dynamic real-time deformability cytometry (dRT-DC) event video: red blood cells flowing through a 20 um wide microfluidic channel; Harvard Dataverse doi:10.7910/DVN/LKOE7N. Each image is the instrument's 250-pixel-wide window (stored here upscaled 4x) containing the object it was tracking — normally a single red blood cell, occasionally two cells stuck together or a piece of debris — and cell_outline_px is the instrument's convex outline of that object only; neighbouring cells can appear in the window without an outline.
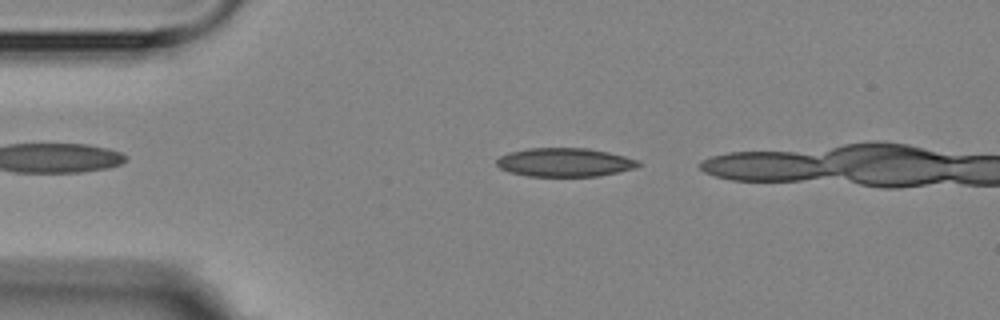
{"species": "Egyptian fruit bat (a non-hibernating species)", "species_latin": "Rousettus aegyptiacus", "temperature_condition": "room temperature", "stored_images_in_passage": 4, "camera_frame_rate_fps": 3000, "um_per_image_px": 0.085, "animal": {"sex": "female"}, "frame": {"image": 1, "passage_image": 1, "time_ms": 0.0, "image_size_px": [1000, 320], "cell_outline_px": [[644, 164], [636, 168], [600, 176], [528, 176], [508, 172], [500, 168], [496, 164], [496, 160], [500, 156], [508, 152], [528, 148], [588, 148], [608, 152], [640, 160]], "centroid_in_image_um": [48.02, 13.8], "position_along_channel_um": 37.0, "area_um2": 23.93}}
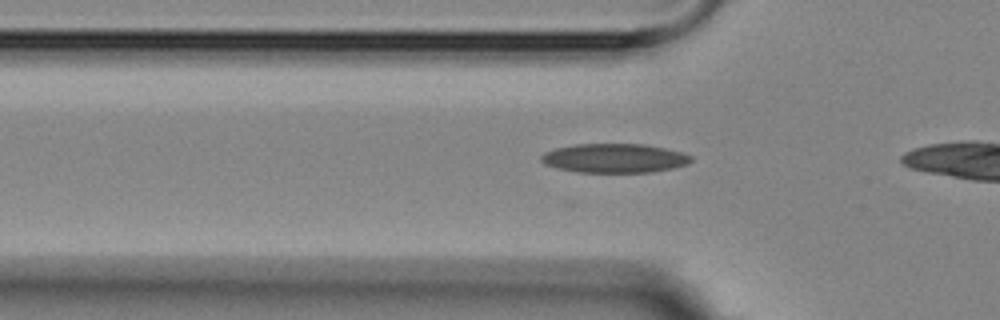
{"frame": {"image": 2, "passage_image": 3, "time_ms": 3.667, "image_size_px": [1000, 320], "cell_outline_px": [[692, 160], [688, 164], [672, 168], [652, 172], [576, 172], [556, 168], [544, 164], [540, 160], [540, 156], [544, 152], [556, 148], [576, 144], [644, 144], [684, 152], [692, 156]], "centroid_in_image_um": [52.22, 13.44], "position_along_channel_um": 73.6, "area_um2": 25.55}}